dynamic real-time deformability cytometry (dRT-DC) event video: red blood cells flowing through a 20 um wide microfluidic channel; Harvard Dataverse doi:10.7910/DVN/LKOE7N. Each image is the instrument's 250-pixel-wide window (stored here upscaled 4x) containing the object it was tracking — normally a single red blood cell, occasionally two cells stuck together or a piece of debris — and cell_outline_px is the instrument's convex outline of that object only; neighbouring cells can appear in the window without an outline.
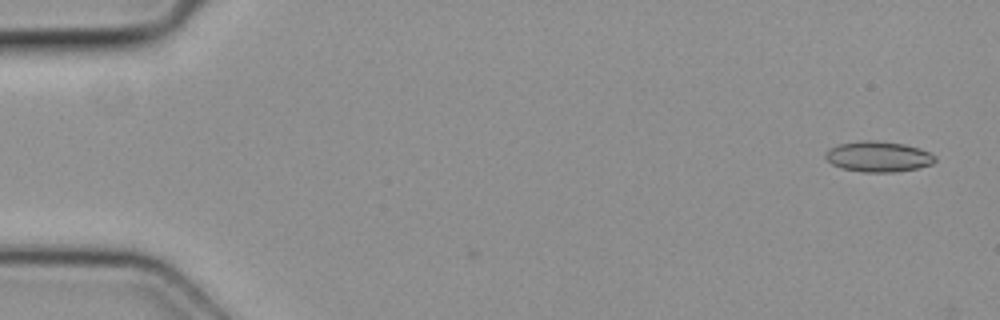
{"species": "common noctule bat (a hibernating species)", "species_latin": "Nyctalus noctula", "temperature_condition": "cold", "stored_images_in_passage": 2, "camera_frame_rate_fps": 3000, "um_per_image_px": 0.085, "animal": {"sex": "female", "body_mass_g": 19.3, "forearm_length_mm": 54.1}, "frame": {"image": 1, "passage_image": 2, "time_ms": 0.333, "image_size_px": [1000, 320], "cell_outline_px": [[936, 160], [932, 164], [916, 168], [892, 172], [864, 172], [844, 168], [832, 164], [824, 156], [824, 152], [828, 148], [840, 144], [860, 140], [876, 140], [904, 144], [920, 148], [936, 156]], "centroid_in_image_um": [74.64, 13.29], "position_along_channel_um": 10.4, "area_um2": 19.48}}